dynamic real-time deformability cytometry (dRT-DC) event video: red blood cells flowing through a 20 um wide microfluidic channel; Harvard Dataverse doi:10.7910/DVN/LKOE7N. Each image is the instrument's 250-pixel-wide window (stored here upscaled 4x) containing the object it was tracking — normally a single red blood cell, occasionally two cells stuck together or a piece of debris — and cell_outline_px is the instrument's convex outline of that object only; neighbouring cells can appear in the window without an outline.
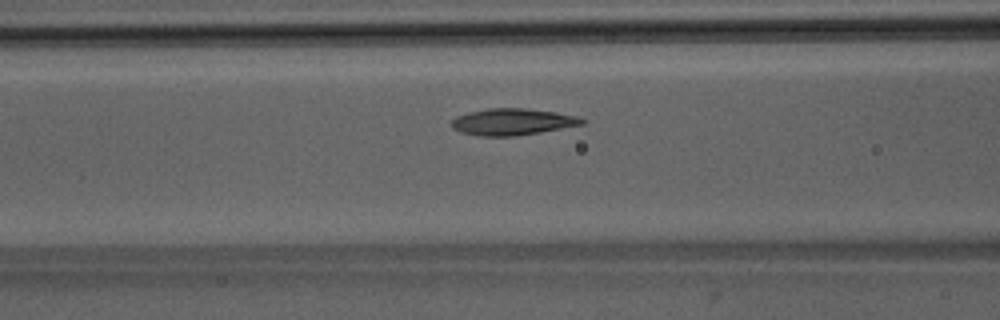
{"species": "Egyptian fruit bat (a non-hibernating species)", "species_latin": "Rousettus aegyptiacus", "temperature_condition": "room temperature", "stored_images_in_passage": 40, "camera_frame_rate_fps": 3000, "um_per_image_px": 0.085, "animal": {"sex": "male"}, "frame": {"image": 1, "passage_image": 13, "time_ms": 4.0, "image_size_px": [1000, 320], "cell_outline_px": [[588, 120], [584, 124], [540, 132], [512, 136], [480, 136], [460, 132], [452, 128], [448, 124], [456, 116], [468, 112], [488, 108], [524, 108], [556, 112], [576, 116]], "centroid_in_image_um": [43.53, 10.35], "position_along_channel_um": 123.1, "area_um2": 20.35}}
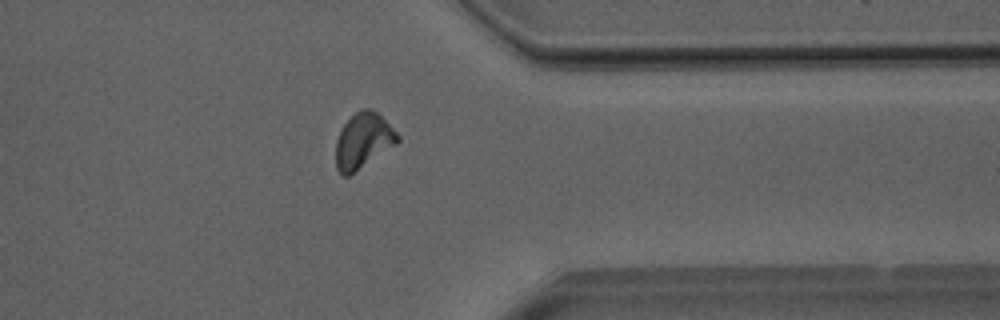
{"frame": {"image": 2, "passage_image": 33, "time_ms": 10.667, "image_size_px": [1000, 320], "cell_outline_px": [[400, 140], [396, 144], [348, 176], [344, 176], [336, 168], [336, 140], [344, 124], [360, 108], [372, 108], [400, 136]], "centroid_in_image_um": [30.86, 11.95], "position_along_channel_um": 380.5, "area_um2": 19.54}}
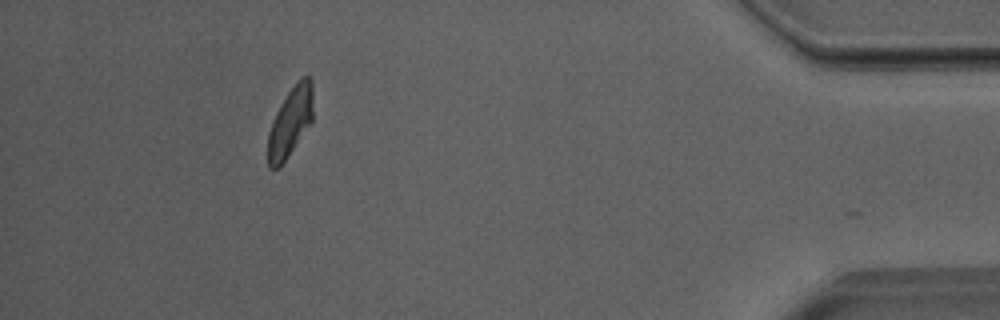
{"frame": {"image": 3, "passage_image": 39, "time_ms": 12.667, "image_size_px": [1000, 320], "cell_outline_px": [[312, 120], [284, 160], [276, 168], [268, 168], [268, 132], [272, 120], [280, 104], [288, 92], [300, 76], [308, 76], [312, 80]], "centroid_in_image_um": [24.66, 10.3], "position_along_channel_um": 410.5, "area_um2": 17.8}, "authors_computed_cell_mechanics": {"area_um2": 19.5653, "velocity_mm_per_s": 3.9691, "shape_relaxation_time_tau1_ms": 4.5682, "shape_relaxation_time_tau2_ms": 1.3784, "deformation_change_tau1": 0.157, "deformation_change_tau2": 0.064}}